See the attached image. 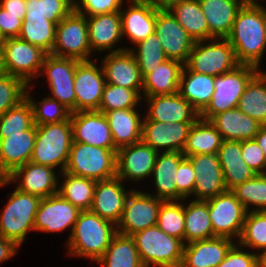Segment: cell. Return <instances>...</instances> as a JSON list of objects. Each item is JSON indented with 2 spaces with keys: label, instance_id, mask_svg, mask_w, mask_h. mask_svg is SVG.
Wrapping results in <instances>:
<instances>
[{
  "label": "cell",
  "instance_id": "cell-1",
  "mask_svg": "<svg viewBox=\"0 0 266 267\" xmlns=\"http://www.w3.org/2000/svg\"><path fill=\"white\" fill-rule=\"evenodd\" d=\"M226 39L240 64L258 68L266 48V9L258 3L243 4Z\"/></svg>",
  "mask_w": 266,
  "mask_h": 267
},
{
  "label": "cell",
  "instance_id": "cell-2",
  "mask_svg": "<svg viewBox=\"0 0 266 267\" xmlns=\"http://www.w3.org/2000/svg\"><path fill=\"white\" fill-rule=\"evenodd\" d=\"M90 210L81 211L71 231L69 253L98 261L117 233V226Z\"/></svg>",
  "mask_w": 266,
  "mask_h": 267
},
{
  "label": "cell",
  "instance_id": "cell-3",
  "mask_svg": "<svg viewBox=\"0 0 266 267\" xmlns=\"http://www.w3.org/2000/svg\"><path fill=\"white\" fill-rule=\"evenodd\" d=\"M144 267H180L185 243L169 236L157 225L131 235Z\"/></svg>",
  "mask_w": 266,
  "mask_h": 267
},
{
  "label": "cell",
  "instance_id": "cell-4",
  "mask_svg": "<svg viewBox=\"0 0 266 267\" xmlns=\"http://www.w3.org/2000/svg\"><path fill=\"white\" fill-rule=\"evenodd\" d=\"M72 143L70 119L36 125L35 146L30 161L53 168L60 166L61 174L66 169Z\"/></svg>",
  "mask_w": 266,
  "mask_h": 267
},
{
  "label": "cell",
  "instance_id": "cell-5",
  "mask_svg": "<svg viewBox=\"0 0 266 267\" xmlns=\"http://www.w3.org/2000/svg\"><path fill=\"white\" fill-rule=\"evenodd\" d=\"M117 150L73 141L65 172L94 181L116 177Z\"/></svg>",
  "mask_w": 266,
  "mask_h": 267
},
{
  "label": "cell",
  "instance_id": "cell-6",
  "mask_svg": "<svg viewBox=\"0 0 266 267\" xmlns=\"http://www.w3.org/2000/svg\"><path fill=\"white\" fill-rule=\"evenodd\" d=\"M258 68L240 64L235 69L215 77L214 94L199 117L210 121L215 115L238 107L239 99L247 83Z\"/></svg>",
  "mask_w": 266,
  "mask_h": 267
},
{
  "label": "cell",
  "instance_id": "cell-7",
  "mask_svg": "<svg viewBox=\"0 0 266 267\" xmlns=\"http://www.w3.org/2000/svg\"><path fill=\"white\" fill-rule=\"evenodd\" d=\"M41 198L17 188L0 216V236L22 245L26 234L34 230L35 215Z\"/></svg>",
  "mask_w": 266,
  "mask_h": 267
},
{
  "label": "cell",
  "instance_id": "cell-8",
  "mask_svg": "<svg viewBox=\"0 0 266 267\" xmlns=\"http://www.w3.org/2000/svg\"><path fill=\"white\" fill-rule=\"evenodd\" d=\"M215 40V41H213ZM212 39V42L204 45L205 40L195 41L187 62L184 66L201 74L219 76L235 69L240 65L235 50L226 38Z\"/></svg>",
  "mask_w": 266,
  "mask_h": 267
},
{
  "label": "cell",
  "instance_id": "cell-9",
  "mask_svg": "<svg viewBox=\"0 0 266 267\" xmlns=\"http://www.w3.org/2000/svg\"><path fill=\"white\" fill-rule=\"evenodd\" d=\"M86 16L73 10L56 25L55 43L51 55L78 61L89 60L92 51Z\"/></svg>",
  "mask_w": 266,
  "mask_h": 267
},
{
  "label": "cell",
  "instance_id": "cell-10",
  "mask_svg": "<svg viewBox=\"0 0 266 267\" xmlns=\"http://www.w3.org/2000/svg\"><path fill=\"white\" fill-rule=\"evenodd\" d=\"M46 55L40 47L18 37L8 38L2 46L4 72L29 85V80L39 75Z\"/></svg>",
  "mask_w": 266,
  "mask_h": 267
},
{
  "label": "cell",
  "instance_id": "cell-11",
  "mask_svg": "<svg viewBox=\"0 0 266 267\" xmlns=\"http://www.w3.org/2000/svg\"><path fill=\"white\" fill-rule=\"evenodd\" d=\"M207 202L213 234L216 237L240 238L247 211L235 194L226 191Z\"/></svg>",
  "mask_w": 266,
  "mask_h": 267
},
{
  "label": "cell",
  "instance_id": "cell-12",
  "mask_svg": "<svg viewBox=\"0 0 266 267\" xmlns=\"http://www.w3.org/2000/svg\"><path fill=\"white\" fill-rule=\"evenodd\" d=\"M164 200L153 194L130 191L117 232L133 235L135 232L157 225L158 211ZM120 228V229H119Z\"/></svg>",
  "mask_w": 266,
  "mask_h": 267
},
{
  "label": "cell",
  "instance_id": "cell-13",
  "mask_svg": "<svg viewBox=\"0 0 266 267\" xmlns=\"http://www.w3.org/2000/svg\"><path fill=\"white\" fill-rule=\"evenodd\" d=\"M78 60L47 54L41 67V73L48 78L51 98L76 112V95L74 91V76Z\"/></svg>",
  "mask_w": 266,
  "mask_h": 267
},
{
  "label": "cell",
  "instance_id": "cell-14",
  "mask_svg": "<svg viewBox=\"0 0 266 267\" xmlns=\"http://www.w3.org/2000/svg\"><path fill=\"white\" fill-rule=\"evenodd\" d=\"M154 33L158 36L167 59L187 62L195 40L178 23L169 10L156 7V24Z\"/></svg>",
  "mask_w": 266,
  "mask_h": 267
},
{
  "label": "cell",
  "instance_id": "cell-15",
  "mask_svg": "<svg viewBox=\"0 0 266 267\" xmlns=\"http://www.w3.org/2000/svg\"><path fill=\"white\" fill-rule=\"evenodd\" d=\"M90 60L78 61L74 76L76 112L98 111L106 84L103 68Z\"/></svg>",
  "mask_w": 266,
  "mask_h": 267
},
{
  "label": "cell",
  "instance_id": "cell-16",
  "mask_svg": "<svg viewBox=\"0 0 266 267\" xmlns=\"http://www.w3.org/2000/svg\"><path fill=\"white\" fill-rule=\"evenodd\" d=\"M73 141L96 147L118 150L104 113L99 111L73 112L70 118Z\"/></svg>",
  "mask_w": 266,
  "mask_h": 267
},
{
  "label": "cell",
  "instance_id": "cell-17",
  "mask_svg": "<svg viewBox=\"0 0 266 267\" xmlns=\"http://www.w3.org/2000/svg\"><path fill=\"white\" fill-rule=\"evenodd\" d=\"M81 210L73 206L59 193L50 195L40 201L35 215L34 231L61 232L73 227Z\"/></svg>",
  "mask_w": 266,
  "mask_h": 267
},
{
  "label": "cell",
  "instance_id": "cell-18",
  "mask_svg": "<svg viewBox=\"0 0 266 267\" xmlns=\"http://www.w3.org/2000/svg\"><path fill=\"white\" fill-rule=\"evenodd\" d=\"M109 52L101 65L106 83L140 90L143 86V77L130 48H117Z\"/></svg>",
  "mask_w": 266,
  "mask_h": 267
},
{
  "label": "cell",
  "instance_id": "cell-19",
  "mask_svg": "<svg viewBox=\"0 0 266 267\" xmlns=\"http://www.w3.org/2000/svg\"><path fill=\"white\" fill-rule=\"evenodd\" d=\"M158 151L142 141L117 150L116 176L138 181L152 175Z\"/></svg>",
  "mask_w": 266,
  "mask_h": 267
},
{
  "label": "cell",
  "instance_id": "cell-20",
  "mask_svg": "<svg viewBox=\"0 0 266 267\" xmlns=\"http://www.w3.org/2000/svg\"><path fill=\"white\" fill-rule=\"evenodd\" d=\"M188 158L196 174L193 189L196 200L206 201L228 191L217 154H195Z\"/></svg>",
  "mask_w": 266,
  "mask_h": 267
},
{
  "label": "cell",
  "instance_id": "cell-21",
  "mask_svg": "<svg viewBox=\"0 0 266 267\" xmlns=\"http://www.w3.org/2000/svg\"><path fill=\"white\" fill-rule=\"evenodd\" d=\"M194 122L165 123L151 120L142 122L141 141L154 150L165 152H182L190 128ZM166 148V149H165Z\"/></svg>",
  "mask_w": 266,
  "mask_h": 267
},
{
  "label": "cell",
  "instance_id": "cell-22",
  "mask_svg": "<svg viewBox=\"0 0 266 267\" xmlns=\"http://www.w3.org/2000/svg\"><path fill=\"white\" fill-rule=\"evenodd\" d=\"M36 139V125L15 134H0V172L7 178L31 159Z\"/></svg>",
  "mask_w": 266,
  "mask_h": 267
},
{
  "label": "cell",
  "instance_id": "cell-23",
  "mask_svg": "<svg viewBox=\"0 0 266 267\" xmlns=\"http://www.w3.org/2000/svg\"><path fill=\"white\" fill-rule=\"evenodd\" d=\"M54 172L53 167L29 161L15 169L6 179L9 182L19 180L20 183L16 187L19 191L43 199L58 193L57 184L59 183Z\"/></svg>",
  "mask_w": 266,
  "mask_h": 267
},
{
  "label": "cell",
  "instance_id": "cell-24",
  "mask_svg": "<svg viewBox=\"0 0 266 267\" xmlns=\"http://www.w3.org/2000/svg\"><path fill=\"white\" fill-rule=\"evenodd\" d=\"M122 180L117 176L96 182L90 211L117 226L120 222L127 197L130 192L124 190Z\"/></svg>",
  "mask_w": 266,
  "mask_h": 267
},
{
  "label": "cell",
  "instance_id": "cell-25",
  "mask_svg": "<svg viewBox=\"0 0 266 267\" xmlns=\"http://www.w3.org/2000/svg\"><path fill=\"white\" fill-rule=\"evenodd\" d=\"M148 105L144 120L165 122H195L199 113L178 92L146 97Z\"/></svg>",
  "mask_w": 266,
  "mask_h": 267
},
{
  "label": "cell",
  "instance_id": "cell-26",
  "mask_svg": "<svg viewBox=\"0 0 266 267\" xmlns=\"http://www.w3.org/2000/svg\"><path fill=\"white\" fill-rule=\"evenodd\" d=\"M121 9L122 36L128 35L132 43L137 44L154 34L156 24V6L153 0H131L128 10Z\"/></svg>",
  "mask_w": 266,
  "mask_h": 267
},
{
  "label": "cell",
  "instance_id": "cell-27",
  "mask_svg": "<svg viewBox=\"0 0 266 267\" xmlns=\"http://www.w3.org/2000/svg\"><path fill=\"white\" fill-rule=\"evenodd\" d=\"M234 241L226 237H213L185 244L180 267H216L226 257Z\"/></svg>",
  "mask_w": 266,
  "mask_h": 267
},
{
  "label": "cell",
  "instance_id": "cell-28",
  "mask_svg": "<svg viewBox=\"0 0 266 267\" xmlns=\"http://www.w3.org/2000/svg\"><path fill=\"white\" fill-rule=\"evenodd\" d=\"M228 191L241 183L254 178L257 174L242 158L241 141L223 140L217 152Z\"/></svg>",
  "mask_w": 266,
  "mask_h": 267
},
{
  "label": "cell",
  "instance_id": "cell-29",
  "mask_svg": "<svg viewBox=\"0 0 266 267\" xmlns=\"http://www.w3.org/2000/svg\"><path fill=\"white\" fill-rule=\"evenodd\" d=\"M210 122L216 127L223 140L244 141L254 139L261 124L238 108L215 115Z\"/></svg>",
  "mask_w": 266,
  "mask_h": 267
},
{
  "label": "cell",
  "instance_id": "cell-30",
  "mask_svg": "<svg viewBox=\"0 0 266 267\" xmlns=\"http://www.w3.org/2000/svg\"><path fill=\"white\" fill-rule=\"evenodd\" d=\"M91 51L113 49L122 36L121 16L119 12L86 16Z\"/></svg>",
  "mask_w": 266,
  "mask_h": 267
},
{
  "label": "cell",
  "instance_id": "cell-31",
  "mask_svg": "<svg viewBox=\"0 0 266 267\" xmlns=\"http://www.w3.org/2000/svg\"><path fill=\"white\" fill-rule=\"evenodd\" d=\"M207 20L210 33L218 39L230 34L238 10L243 6L239 0H198Z\"/></svg>",
  "mask_w": 266,
  "mask_h": 267
},
{
  "label": "cell",
  "instance_id": "cell-32",
  "mask_svg": "<svg viewBox=\"0 0 266 267\" xmlns=\"http://www.w3.org/2000/svg\"><path fill=\"white\" fill-rule=\"evenodd\" d=\"M215 76L188 70L181 71L178 93L200 114L214 94Z\"/></svg>",
  "mask_w": 266,
  "mask_h": 267
},
{
  "label": "cell",
  "instance_id": "cell-33",
  "mask_svg": "<svg viewBox=\"0 0 266 267\" xmlns=\"http://www.w3.org/2000/svg\"><path fill=\"white\" fill-rule=\"evenodd\" d=\"M117 149L141 141L142 122L135 108L105 113Z\"/></svg>",
  "mask_w": 266,
  "mask_h": 267
},
{
  "label": "cell",
  "instance_id": "cell-34",
  "mask_svg": "<svg viewBox=\"0 0 266 267\" xmlns=\"http://www.w3.org/2000/svg\"><path fill=\"white\" fill-rule=\"evenodd\" d=\"M183 64L167 59L143 77L142 90L146 97L173 94L179 91Z\"/></svg>",
  "mask_w": 266,
  "mask_h": 267
},
{
  "label": "cell",
  "instance_id": "cell-35",
  "mask_svg": "<svg viewBox=\"0 0 266 267\" xmlns=\"http://www.w3.org/2000/svg\"><path fill=\"white\" fill-rule=\"evenodd\" d=\"M185 157L182 152L158 153L152 175L157 189L156 198L164 201H177V184L175 176L181 160Z\"/></svg>",
  "mask_w": 266,
  "mask_h": 267
},
{
  "label": "cell",
  "instance_id": "cell-36",
  "mask_svg": "<svg viewBox=\"0 0 266 267\" xmlns=\"http://www.w3.org/2000/svg\"><path fill=\"white\" fill-rule=\"evenodd\" d=\"M222 142V136L216 127L210 121L199 117L190 128L182 153L185 157L217 154Z\"/></svg>",
  "mask_w": 266,
  "mask_h": 267
},
{
  "label": "cell",
  "instance_id": "cell-37",
  "mask_svg": "<svg viewBox=\"0 0 266 267\" xmlns=\"http://www.w3.org/2000/svg\"><path fill=\"white\" fill-rule=\"evenodd\" d=\"M178 23L195 40L210 41L215 37L210 33L209 26L198 0H186L168 9Z\"/></svg>",
  "mask_w": 266,
  "mask_h": 267
},
{
  "label": "cell",
  "instance_id": "cell-38",
  "mask_svg": "<svg viewBox=\"0 0 266 267\" xmlns=\"http://www.w3.org/2000/svg\"><path fill=\"white\" fill-rule=\"evenodd\" d=\"M237 108L261 125H266V73L258 71L250 79Z\"/></svg>",
  "mask_w": 266,
  "mask_h": 267
},
{
  "label": "cell",
  "instance_id": "cell-39",
  "mask_svg": "<svg viewBox=\"0 0 266 267\" xmlns=\"http://www.w3.org/2000/svg\"><path fill=\"white\" fill-rule=\"evenodd\" d=\"M97 262L102 267H144L133 237L118 232Z\"/></svg>",
  "mask_w": 266,
  "mask_h": 267
},
{
  "label": "cell",
  "instance_id": "cell-40",
  "mask_svg": "<svg viewBox=\"0 0 266 267\" xmlns=\"http://www.w3.org/2000/svg\"><path fill=\"white\" fill-rule=\"evenodd\" d=\"M186 244L216 237L213 234L212 223L208 211V202L203 200L191 201L184 207Z\"/></svg>",
  "mask_w": 266,
  "mask_h": 267
},
{
  "label": "cell",
  "instance_id": "cell-41",
  "mask_svg": "<svg viewBox=\"0 0 266 267\" xmlns=\"http://www.w3.org/2000/svg\"><path fill=\"white\" fill-rule=\"evenodd\" d=\"M65 179L58 188V193L81 211L90 210L96 181L72 175L67 172L61 174Z\"/></svg>",
  "mask_w": 266,
  "mask_h": 267
},
{
  "label": "cell",
  "instance_id": "cell-42",
  "mask_svg": "<svg viewBox=\"0 0 266 267\" xmlns=\"http://www.w3.org/2000/svg\"><path fill=\"white\" fill-rule=\"evenodd\" d=\"M56 34V24L46 17H25L18 38L40 47L50 54Z\"/></svg>",
  "mask_w": 266,
  "mask_h": 267
},
{
  "label": "cell",
  "instance_id": "cell-43",
  "mask_svg": "<svg viewBox=\"0 0 266 267\" xmlns=\"http://www.w3.org/2000/svg\"><path fill=\"white\" fill-rule=\"evenodd\" d=\"M241 247H252L261 249L263 252L259 255L266 253V211H248L245 216L243 230L238 238Z\"/></svg>",
  "mask_w": 266,
  "mask_h": 267
},
{
  "label": "cell",
  "instance_id": "cell-44",
  "mask_svg": "<svg viewBox=\"0 0 266 267\" xmlns=\"http://www.w3.org/2000/svg\"><path fill=\"white\" fill-rule=\"evenodd\" d=\"M182 203V204H180ZM183 202L163 201L158 211L157 226L169 236L183 240L185 232V216Z\"/></svg>",
  "mask_w": 266,
  "mask_h": 267
},
{
  "label": "cell",
  "instance_id": "cell-45",
  "mask_svg": "<svg viewBox=\"0 0 266 267\" xmlns=\"http://www.w3.org/2000/svg\"><path fill=\"white\" fill-rule=\"evenodd\" d=\"M137 52L130 49L138 63L142 77L153 72L157 66L167 60L161 42L154 33L136 44Z\"/></svg>",
  "mask_w": 266,
  "mask_h": 267
},
{
  "label": "cell",
  "instance_id": "cell-46",
  "mask_svg": "<svg viewBox=\"0 0 266 267\" xmlns=\"http://www.w3.org/2000/svg\"><path fill=\"white\" fill-rule=\"evenodd\" d=\"M25 17H46L56 25L74 10L73 0H26Z\"/></svg>",
  "mask_w": 266,
  "mask_h": 267
},
{
  "label": "cell",
  "instance_id": "cell-47",
  "mask_svg": "<svg viewBox=\"0 0 266 267\" xmlns=\"http://www.w3.org/2000/svg\"><path fill=\"white\" fill-rule=\"evenodd\" d=\"M232 192L247 212L250 205L257 206L253 211H266V174H257L235 187Z\"/></svg>",
  "mask_w": 266,
  "mask_h": 267
},
{
  "label": "cell",
  "instance_id": "cell-48",
  "mask_svg": "<svg viewBox=\"0 0 266 267\" xmlns=\"http://www.w3.org/2000/svg\"><path fill=\"white\" fill-rule=\"evenodd\" d=\"M140 90H132L106 83L98 111L106 113L117 109L135 108L139 103Z\"/></svg>",
  "mask_w": 266,
  "mask_h": 267
},
{
  "label": "cell",
  "instance_id": "cell-49",
  "mask_svg": "<svg viewBox=\"0 0 266 267\" xmlns=\"http://www.w3.org/2000/svg\"><path fill=\"white\" fill-rule=\"evenodd\" d=\"M33 110L27 98L0 115V134H15L33 125Z\"/></svg>",
  "mask_w": 266,
  "mask_h": 267
},
{
  "label": "cell",
  "instance_id": "cell-50",
  "mask_svg": "<svg viewBox=\"0 0 266 267\" xmlns=\"http://www.w3.org/2000/svg\"><path fill=\"white\" fill-rule=\"evenodd\" d=\"M28 94L26 92V98L32 106L33 123L35 125L59 123L71 118L72 111L56 99L50 97L44 98V100H41V105L39 106Z\"/></svg>",
  "mask_w": 266,
  "mask_h": 267
},
{
  "label": "cell",
  "instance_id": "cell-51",
  "mask_svg": "<svg viewBox=\"0 0 266 267\" xmlns=\"http://www.w3.org/2000/svg\"><path fill=\"white\" fill-rule=\"evenodd\" d=\"M27 86L18 77L6 73L0 75V115L26 98Z\"/></svg>",
  "mask_w": 266,
  "mask_h": 267
},
{
  "label": "cell",
  "instance_id": "cell-52",
  "mask_svg": "<svg viewBox=\"0 0 266 267\" xmlns=\"http://www.w3.org/2000/svg\"><path fill=\"white\" fill-rule=\"evenodd\" d=\"M195 171L188 157H184L177 170L175 183L177 184V201L193 195V189L196 183Z\"/></svg>",
  "mask_w": 266,
  "mask_h": 267
},
{
  "label": "cell",
  "instance_id": "cell-53",
  "mask_svg": "<svg viewBox=\"0 0 266 267\" xmlns=\"http://www.w3.org/2000/svg\"><path fill=\"white\" fill-rule=\"evenodd\" d=\"M80 2L82 5H80ZM80 2L78 4L74 1V11L82 15L87 13L89 17L120 12L121 5L123 4V0H80Z\"/></svg>",
  "mask_w": 266,
  "mask_h": 267
},
{
  "label": "cell",
  "instance_id": "cell-54",
  "mask_svg": "<svg viewBox=\"0 0 266 267\" xmlns=\"http://www.w3.org/2000/svg\"><path fill=\"white\" fill-rule=\"evenodd\" d=\"M241 153L245 163L255 171L256 174H265L266 158L263 150L255 141L249 139L241 141Z\"/></svg>",
  "mask_w": 266,
  "mask_h": 267
},
{
  "label": "cell",
  "instance_id": "cell-55",
  "mask_svg": "<svg viewBox=\"0 0 266 267\" xmlns=\"http://www.w3.org/2000/svg\"><path fill=\"white\" fill-rule=\"evenodd\" d=\"M237 245V246H236ZM234 244L225 259L216 267H260L261 256L256 253L243 252Z\"/></svg>",
  "mask_w": 266,
  "mask_h": 267
},
{
  "label": "cell",
  "instance_id": "cell-56",
  "mask_svg": "<svg viewBox=\"0 0 266 267\" xmlns=\"http://www.w3.org/2000/svg\"><path fill=\"white\" fill-rule=\"evenodd\" d=\"M22 27L21 15L9 14L0 6V31L5 39L18 37Z\"/></svg>",
  "mask_w": 266,
  "mask_h": 267
},
{
  "label": "cell",
  "instance_id": "cell-57",
  "mask_svg": "<svg viewBox=\"0 0 266 267\" xmlns=\"http://www.w3.org/2000/svg\"><path fill=\"white\" fill-rule=\"evenodd\" d=\"M0 6L8 11L9 14L21 15V20L25 19L26 15V0H1Z\"/></svg>",
  "mask_w": 266,
  "mask_h": 267
},
{
  "label": "cell",
  "instance_id": "cell-58",
  "mask_svg": "<svg viewBox=\"0 0 266 267\" xmlns=\"http://www.w3.org/2000/svg\"><path fill=\"white\" fill-rule=\"evenodd\" d=\"M20 247L15 241L0 236V262L11 258Z\"/></svg>",
  "mask_w": 266,
  "mask_h": 267
},
{
  "label": "cell",
  "instance_id": "cell-59",
  "mask_svg": "<svg viewBox=\"0 0 266 267\" xmlns=\"http://www.w3.org/2000/svg\"><path fill=\"white\" fill-rule=\"evenodd\" d=\"M254 139L263 150L264 156L266 158V125L261 126Z\"/></svg>",
  "mask_w": 266,
  "mask_h": 267
},
{
  "label": "cell",
  "instance_id": "cell-60",
  "mask_svg": "<svg viewBox=\"0 0 266 267\" xmlns=\"http://www.w3.org/2000/svg\"><path fill=\"white\" fill-rule=\"evenodd\" d=\"M182 1L186 0H153V3L159 10H168L173 5L181 3Z\"/></svg>",
  "mask_w": 266,
  "mask_h": 267
},
{
  "label": "cell",
  "instance_id": "cell-61",
  "mask_svg": "<svg viewBox=\"0 0 266 267\" xmlns=\"http://www.w3.org/2000/svg\"><path fill=\"white\" fill-rule=\"evenodd\" d=\"M10 182L6 179V177L0 172V186H5Z\"/></svg>",
  "mask_w": 266,
  "mask_h": 267
},
{
  "label": "cell",
  "instance_id": "cell-62",
  "mask_svg": "<svg viewBox=\"0 0 266 267\" xmlns=\"http://www.w3.org/2000/svg\"><path fill=\"white\" fill-rule=\"evenodd\" d=\"M4 69H3V58H2V48H0V75L4 74Z\"/></svg>",
  "mask_w": 266,
  "mask_h": 267
},
{
  "label": "cell",
  "instance_id": "cell-63",
  "mask_svg": "<svg viewBox=\"0 0 266 267\" xmlns=\"http://www.w3.org/2000/svg\"><path fill=\"white\" fill-rule=\"evenodd\" d=\"M260 267H266V253L261 255V265Z\"/></svg>",
  "mask_w": 266,
  "mask_h": 267
},
{
  "label": "cell",
  "instance_id": "cell-64",
  "mask_svg": "<svg viewBox=\"0 0 266 267\" xmlns=\"http://www.w3.org/2000/svg\"><path fill=\"white\" fill-rule=\"evenodd\" d=\"M6 39L4 38V36L2 35L1 31H0V48H2L3 44L5 43Z\"/></svg>",
  "mask_w": 266,
  "mask_h": 267
},
{
  "label": "cell",
  "instance_id": "cell-65",
  "mask_svg": "<svg viewBox=\"0 0 266 267\" xmlns=\"http://www.w3.org/2000/svg\"><path fill=\"white\" fill-rule=\"evenodd\" d=\"M246 3H257L255 0H246Z\"/></svg>",
  "mask_w": 266,
  "mask_h": 267
}]
</instances>
